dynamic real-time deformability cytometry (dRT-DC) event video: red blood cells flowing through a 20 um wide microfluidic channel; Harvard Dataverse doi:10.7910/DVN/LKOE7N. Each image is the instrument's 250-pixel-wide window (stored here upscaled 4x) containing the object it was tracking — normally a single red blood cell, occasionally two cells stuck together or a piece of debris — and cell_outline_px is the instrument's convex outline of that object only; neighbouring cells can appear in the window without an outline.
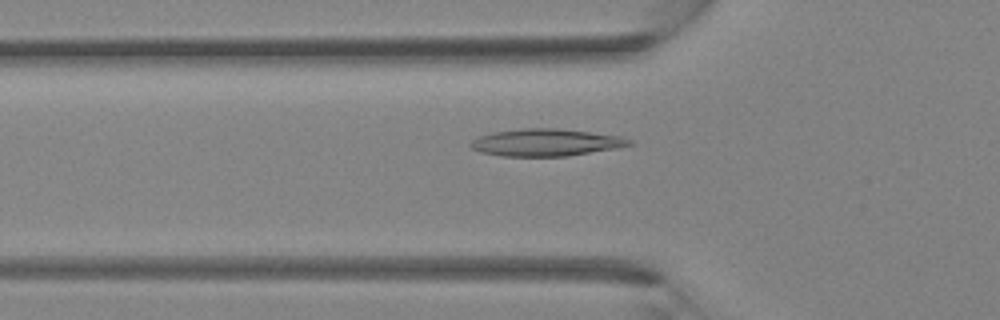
{"species": "Egyptian fruit bat (a non-hibernating species)", "species_latin": "Rousettus aegyptiacus", "temperature_condition": "room temperature", "stored_images_in_passage": 3, "camera_frame_rate_fps": 3000, "um_per_image_px": 0.085, "animal": {"sex": "female"}, "frame": {"image": 1, "passage_image": 3, "time_ms": 2.333, "image_size_px": [1000, 320], "cell_outline_px": [[632, 144], [620, 148], [568, 156], [500, 156], [480, 152], [472, 148], [468, 144], [472, 140], [480, 136], [492, 132], [524, 128], [556, 128], [620, 136], [632, 140]], "centroid_in_image_um": [46.4, 12.12], "position_along_channel_um": 79.4, "area_um2": 25.2}}